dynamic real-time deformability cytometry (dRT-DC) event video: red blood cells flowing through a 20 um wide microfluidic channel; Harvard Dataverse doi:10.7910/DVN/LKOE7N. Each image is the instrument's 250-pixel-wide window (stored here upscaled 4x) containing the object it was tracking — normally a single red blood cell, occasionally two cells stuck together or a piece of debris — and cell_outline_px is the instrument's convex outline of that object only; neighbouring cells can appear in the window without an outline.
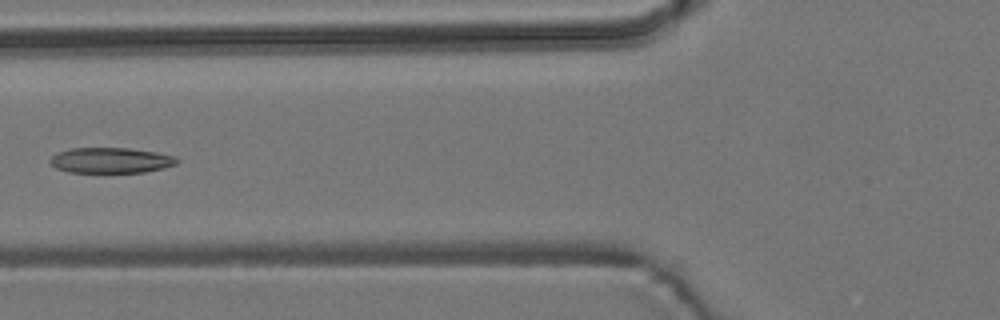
{"species": "common noctule bat (a hibernating species)", "species_latin": "Nyctalus noctula", "temperature_condition": "room temperature", "stored_images_in_passage": 8, "camera_frame_rate_fps": 3000, "um_per_image_px": 0.085, "animal": {"sex": "male", "body_mass_g": 19.2, "forearm_length_mm": 51.8}, "frame": {"image": 1, "passage_image": 6, "time_ms": 6.0, "image_size_px": [1000, 320], "cell_outline_px": [[180, 160], [176, 164], [164, 168], [144, 172], [68, 172], [56, 168], [48, 160], [56, 152], [72, 148], [128, 148], [156, 152], [172, 156]], "centroid_in_image_um": [9.39, 13.62], "position_along_channel_um": 116.4, "area_um2": 18.79}}
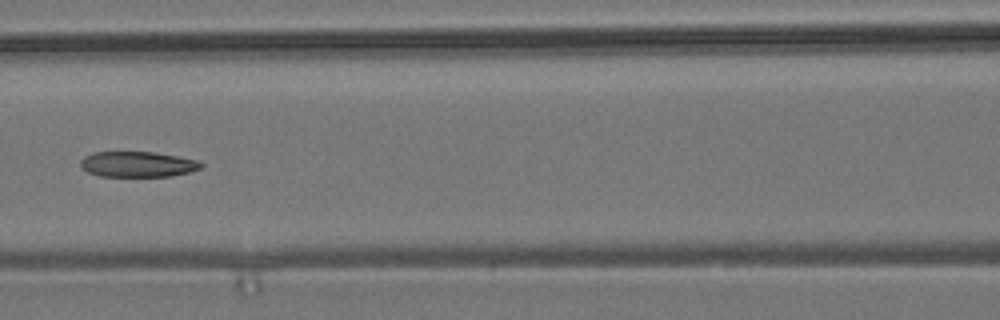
{"frame": {"image": 2, "passage_image": 7, "time_ms": 7.0, "image_size_px": [1000, 320], "cell_outline_px": [[204, 164], [200, 168], [188, 172], [172, 176], [100, 176], [88, 172], [80, 164], [80, 160], [84, 156], [92, 152], [152, 152], [176, 156], [196, 160]], "centroid_in_image_um": [11.67, 13.96], "position_along_channel_um": 154.9, "area_um2": 17.74}}
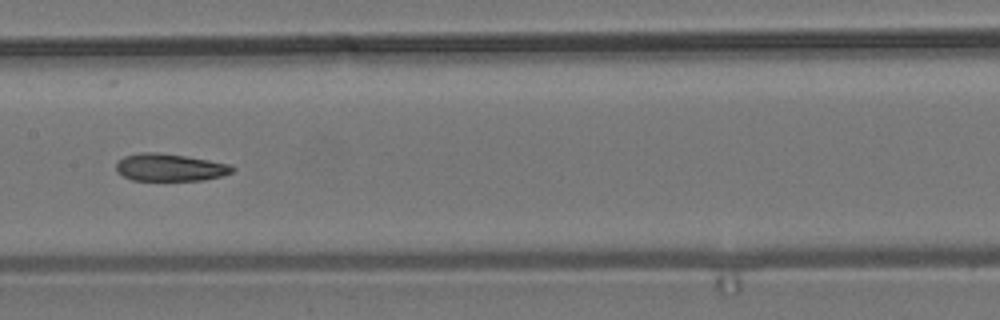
{"frame": {"image": 3, "passage_image": 8, "time_ms": 8.0, "image_size_px": [1000, 320], "cell_outline_px": [[236, 168], [232, 172], [224, 176], [204, 180], [132, 180], [116, 172], [116, 164], [124, 156], [140, 152], [156, 152], [184, 156], [232, 164]], "centroid_in_image_um": [14.47, 14.23], "position_along_channel_um": 192.9, "area_um2": 18.61}}